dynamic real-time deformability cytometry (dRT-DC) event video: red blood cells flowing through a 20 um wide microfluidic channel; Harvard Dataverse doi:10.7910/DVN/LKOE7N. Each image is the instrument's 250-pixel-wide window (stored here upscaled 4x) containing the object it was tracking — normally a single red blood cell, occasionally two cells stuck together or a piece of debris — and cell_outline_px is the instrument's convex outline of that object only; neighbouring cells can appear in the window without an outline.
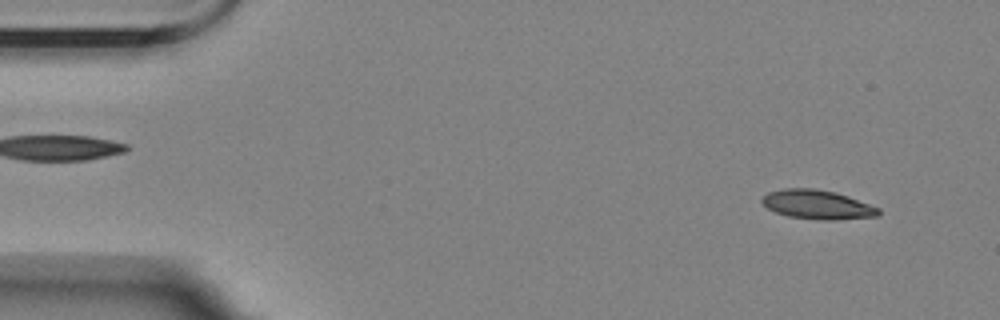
{"species": "Egyptian fruit bat (a non-hibernating species)", "species_latin": "Rousettus aegyptiacus", "temperature_condition": "room temperature", "stored_images_in_passage": 20, "camera_frame_rate_fps": 3000, "um_per_image_px": 0.085, "animal": {"sex": "female"}, "frame": {"image": 1, "passage_image": 2, "time_ms": 0.333, "image_size_px": [1000, 320], "cell_outline_px": [[880, 216], [836, 220], [820, 220], [788, 216], [776, 212], [768, 208], [760, 200], [768, 192], [784, 188], [812, 188], [836, 192], [848, 196], [880, 208]], "centroid_in_image_um": [69.5, 17.39], "position_along_channel_um": 15.5, "area_um2": 19.83}}
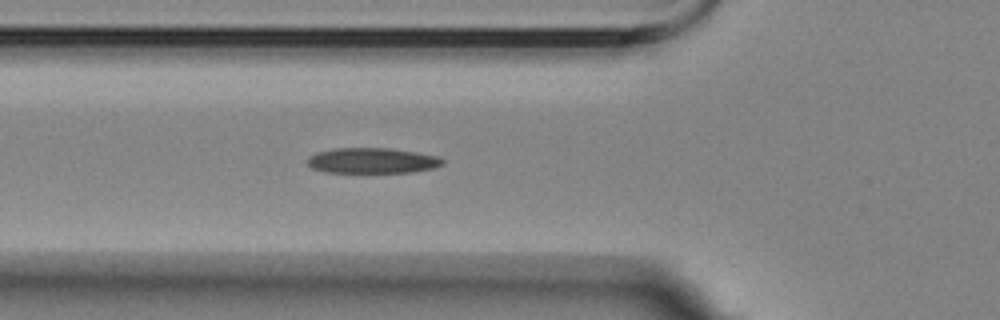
{"frame": {"image": 2, "passage_image": 17, "time_ms": 5.333, "image_size_px": [1000, 320], "cell_outline_px": [[444, 164], [436, 168], [412, 172], [324, 172], [312, 168], [308, 164], [308, 156], [316, 152], [332, 148], [388, 148], [440, 156], [444, 160]], "centroid_in_image_um": [31.65, 13.65], "position_along_channel_um": 94.1, "area_um2": 20.17}}
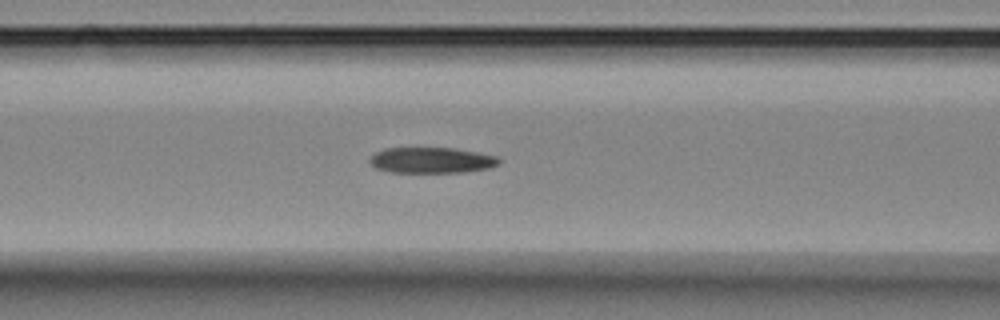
{"frame": {"image": 3, "passage_image": 20, "time_ms": 6.333, "image_size_px": [1000, 320], "cell_outline_px": [[500, 164], [488, 168], [460, 172], [392, 172], [376, 168], [368, 160], [376, 152], [384, 148], [452, 148], [476, 152], [496, 156], [500, 160]], "centroid_in_image_um": [36.67, 13.61], "position_along_channel_um": 129.9, "area_um2": 19.19}}